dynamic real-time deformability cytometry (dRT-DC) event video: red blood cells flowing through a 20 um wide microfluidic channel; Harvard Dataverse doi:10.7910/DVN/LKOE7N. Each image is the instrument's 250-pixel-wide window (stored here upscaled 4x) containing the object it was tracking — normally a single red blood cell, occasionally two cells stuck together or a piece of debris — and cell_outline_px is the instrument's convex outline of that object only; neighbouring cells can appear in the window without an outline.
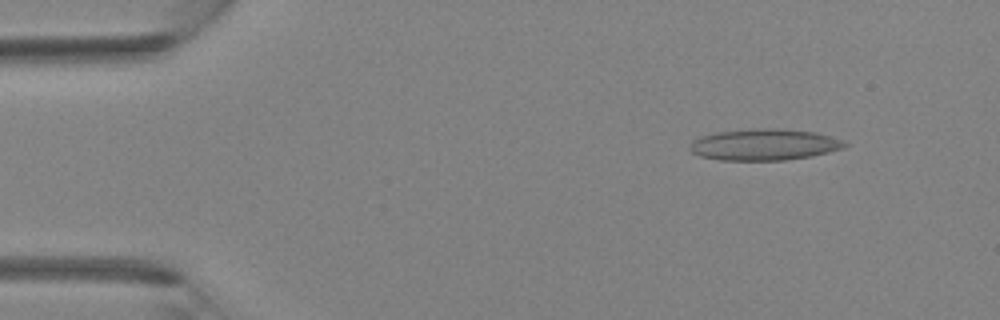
{"species": "Egyptian fruit bat (a non-hibernating species)", "species_latin": "Rousettus aegyptiacus", "temperature_condition": "room temperature", "stored_images_in_passage": 3, "camera_frame_rate_fps": 3000, "um_per_image_px": 0.085, "animal": {"sex": "female"}, "frame": {"image": 1, "passage_image": 1, "time_ms": 0.0, "image_size_px": [1000, 320], "cell_outline_px": [[848, 144], [844, 148], [812, 156], [784, 160], [720, 160], [700, 156], [692, 152], [688, 148], [688, 144], [692, 140], [700, 136], [716, 132], [752, 128], [780, 128], [816, 132], [840, 140]], "centroid_in_image_um": [64.9, 12.28], "position_along_channel_um": 20.1, "area_um2": 28.5}}
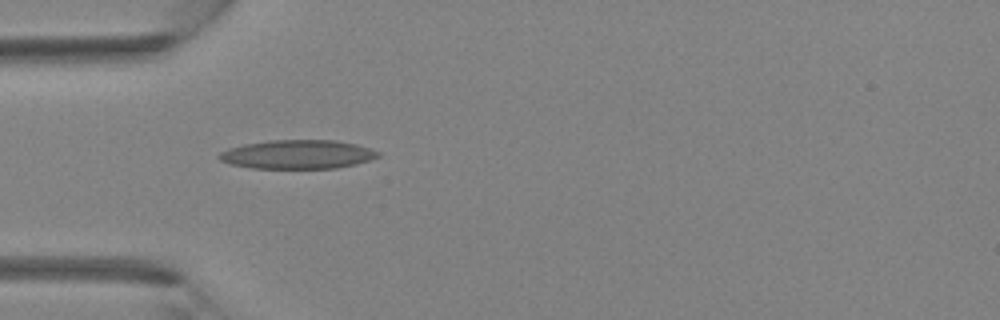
{"frame": {"image": 2, "passage_image": 3, "time_ms": 2.333, "image_size_px": [1000, 320], "cell_outline_px": [[380, 156], [356, 164], [336, 168], [252, 168], [232, 164], [220, 160], [216, 156], [220, 152], [228, 148], [244, 144], [268, 140], [336, 140], [356, 144], [380, 152]], "centroid_in_image_um": [25.28, 13.12], "position_along_channel_um": 59.7, "area_um2": 26.7}}